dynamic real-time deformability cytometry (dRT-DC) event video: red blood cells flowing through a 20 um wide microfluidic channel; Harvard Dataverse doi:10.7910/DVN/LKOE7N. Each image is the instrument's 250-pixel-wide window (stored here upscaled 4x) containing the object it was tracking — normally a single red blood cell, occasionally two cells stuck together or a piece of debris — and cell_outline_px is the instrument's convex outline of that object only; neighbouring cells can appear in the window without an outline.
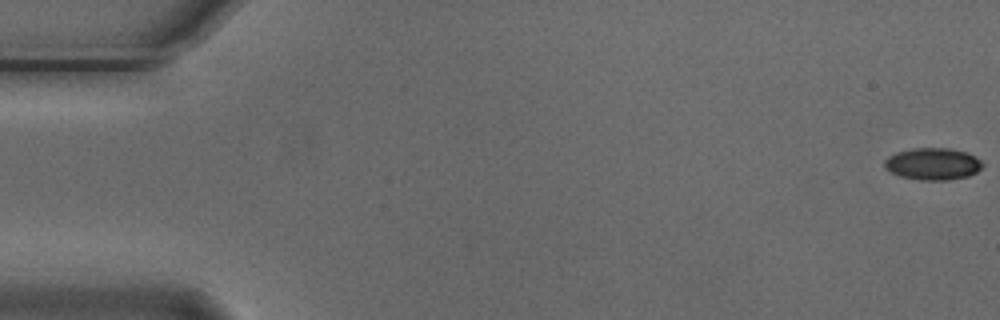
{"species": "Egyptian fruit bat (a non-hibernating species)", "species_latin": "Rousettus aegyptiacus", "temperature_condition": "cold", "stored_images_in_passage": 7, "camera_frame_rate_fps": 3000, "um_per_image_px": 0.085, "animal": {"sex": "male"}, "frame": {"image": 1, "passage_image": 1, "time_ms": 0.0, "image_size_px": [1000, 320], "cell_outline_px": [[984, 164], [976, 172], [968, 176], [948, 180], [920, 180], [900, 176], [884, 168], [884, 160], [888, 156], [896, 152], [912, 148], [952, 148], [968, 152], [976, 156]], "centroid_in_image_um": [79.29, 13.92], "position_along_channel_um": 5.7, "area_um2": 18.44}}
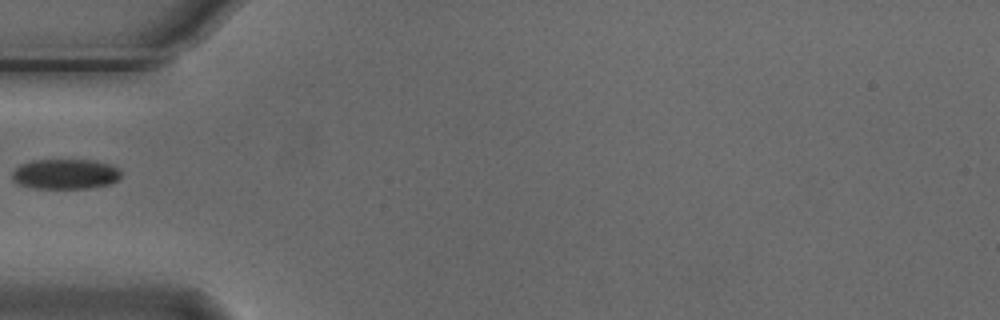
{"frame": {"image": 2, "passage_image": 6, "time_ms": 1.667, "image_size_px": [1000, 320], "cell_outline_px": [[120, 176], [112, 184], [88, 188], [36, 188], [20, 184], [12, 180], [12, 172], [20, 164], [32, 160], [96, 160], [120, 168]], "centroid_in_image_um": [5.56, 14.79], "position_along_channel_um": 79.4, "area_um2": 19.13}}
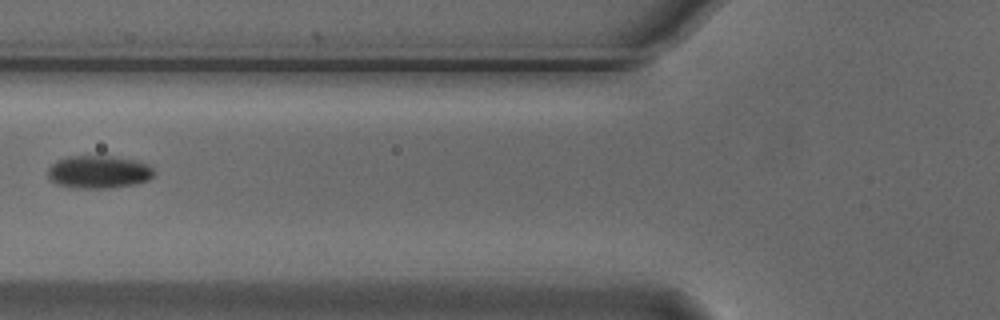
{"frame": {"image": 3, "passage_image": 7, "time_ms": 2.0, "image_size_px": [1000, 320], "cell_outline_px": [[156, 172], [148, 180], [136, 184], [108, 188], [84, 188], [56, 184], [48, 180], [48, 168], [56, 160], [68, 156], [104, 152], [136, 160], [148, 164]], "centroid_in_image_um": [8.39, 14.55], "position_along_channel_um": 117.4, "area_um2": 21.27}}